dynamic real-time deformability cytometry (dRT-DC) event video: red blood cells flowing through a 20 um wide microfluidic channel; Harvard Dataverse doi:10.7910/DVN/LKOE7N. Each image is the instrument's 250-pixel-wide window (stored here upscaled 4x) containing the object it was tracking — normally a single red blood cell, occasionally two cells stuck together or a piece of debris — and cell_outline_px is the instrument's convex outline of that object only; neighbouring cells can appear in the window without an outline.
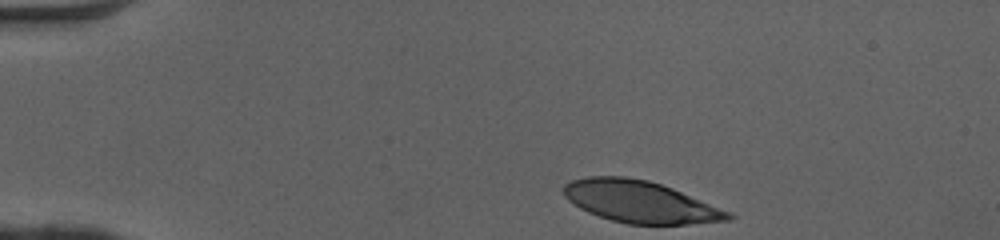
{"species": "human", "species_latin": "Homo sapiens", "temperature_condition": "cold", "stored_images_in_passage": 34, "camera_frame_rate_fps": 3000, "um_per_image_px": 0.085, "donor": {"sex": "female"}, "frame": {"image": 1, "passage_image": 1, "time_ms": 0.0, "image_size_px": [1000, 240], "cell_outline_px": [[736, 216], [732, 220], [688, 224], [628, 224], [612, 220], [588, 212], [580, 208], [568, 200], [564, 196], [564, 184], [572, 180], [588, 176], [624, 176], [648, 180], [672, 188], [732, 212]], "centroid_in_image_um": [54.44, 17.15], "position_along_channel_um": 30.6, "area_um2": 40.11}}
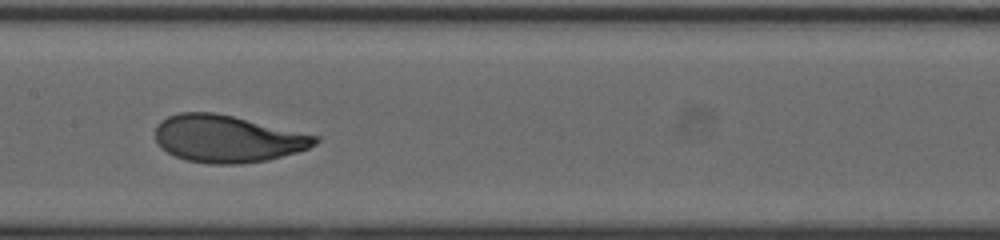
{"frame": {"image": 2, "passage_image": 18, "time_ms": 5.667, "image_size_px": [1000, 240], "cell_outline_px": [[320, 140], [316, 144], [308, 148], [296, 152], [268, 160], [240, 164], [212, 164], [188, 160], [176, 156], [160, 148], [156, 140], [156, 124], [160, 120], [168, 116], [180, 112], [212, 112], [232, 116], [320, 136]], "centroid_in_image_um": [19.32, 11.79], "position_along_channel_um": 188.1, "area_um2": 43.87}}
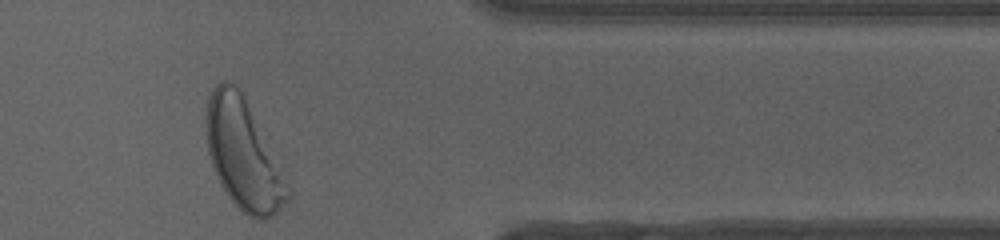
{"frame": {"image": 3, "passage_image": 34, "time_ms": 11.0, "image_size_px": [1000, 240], "cell_outline_px": [[288, 200], [272, 216], [264, 220], [256, 220], [248, 216], [228, 196], [220, 184], [212, 164], [208, 152], [204, 128], [204, 116], [208, 96], [212, 88], [220, 80], [232, 80], [236, 84], [244, 100], [288, 196]], "centroid_in_image_um": [20.49, 13.09], "position_along_channel_um": 390.9, "area_um2": 49.13}, "authors_computed_cell_mechanics": {"area_um2": 43.4367, "velocity_mm_per_s": 4.0663, "shape_relaxation_time_tau1_ms": 2.5256, "shape_relaxation_time_tau2_ms": null, "deformation_change_tau1": 0.196, "deformation_change_tau2": null}}